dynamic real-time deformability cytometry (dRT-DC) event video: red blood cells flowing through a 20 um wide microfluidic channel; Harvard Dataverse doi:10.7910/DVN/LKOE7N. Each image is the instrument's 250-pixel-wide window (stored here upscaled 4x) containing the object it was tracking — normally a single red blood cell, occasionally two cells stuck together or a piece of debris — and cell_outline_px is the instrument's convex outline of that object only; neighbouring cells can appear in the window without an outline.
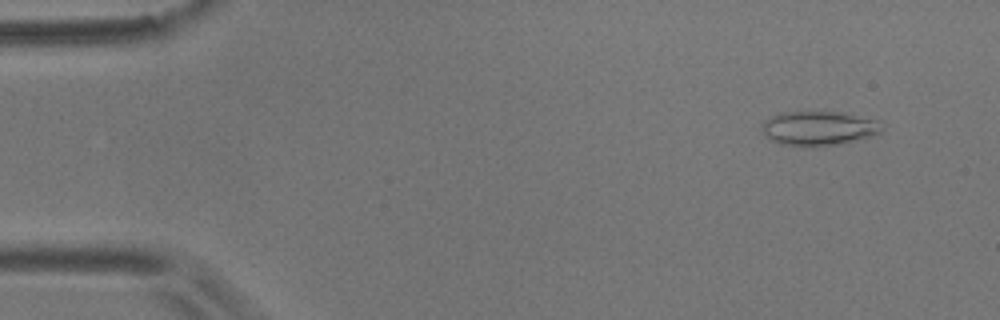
{"species": "common noctule bat (a hibernating species)", "species_latin": "Nyctalus noctula", "temperature_condition": "room temperature", "stored_images_in_passage": 6, "camera_frame_rate_fps": 3000, "um_per_image_px": 0.085, "animal": {"sex": "male", "body_mass_g": 17.9}, "frame": {"image": 1, "passage_image": 2, "time_ms": 1.333, "image_size_px": [1000, 320], "cell_outline_px": [[884, 128], [880, 132], [868, 136], [836, 144], [780, 144], [768, 140], [760, 132], [760, 124], [764, 120], [780, 112], [840, 112], [884, 120]], "centroid_in_image_um": [69.57, 10.85], "position_along_channel_um": 15.4, "area_um2": 23.81}}